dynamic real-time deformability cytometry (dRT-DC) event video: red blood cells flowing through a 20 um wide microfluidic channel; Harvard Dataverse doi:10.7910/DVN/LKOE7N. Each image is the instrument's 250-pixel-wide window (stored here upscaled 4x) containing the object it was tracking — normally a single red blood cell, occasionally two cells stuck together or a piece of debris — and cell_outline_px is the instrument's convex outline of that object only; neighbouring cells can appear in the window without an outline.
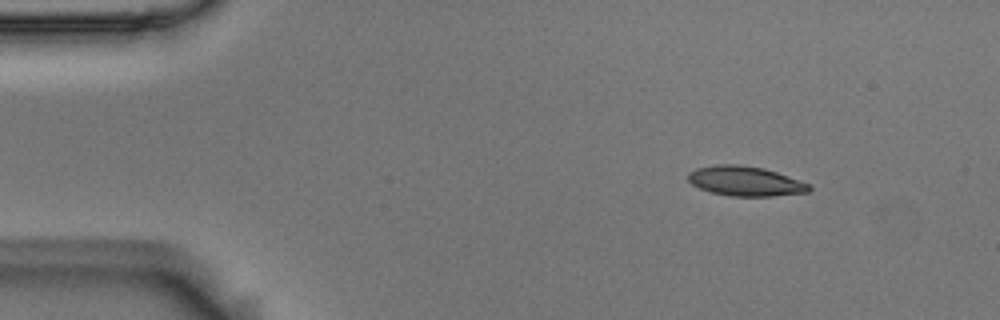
{"species": "Egyptian fruit bat (a non-hibernating species)", "species_latin": "Rousettus aegyptiacus", "temperature_condition": "room temperature", "stored_images_in_passage": 5, "camera_frame_rate_fps": 3000, "um_per_image_px": 0.085, "animal": {"sex": "male"}, "frame": {"image": 1, "passage_image": 1, "time_ms": 0.0, "image_size_px": [1000, 320], "cell_outline_px": [[812, 188], [808, 192], [772, 196], [728, 196], [712, 192], [700, 188], [692, 184], [688, 180], [688, 172], [696, 168], [716, 164], [736, 164], [764, 168], [812, 184]], "centroid_in_image_um": [63.36, 15.39], "position_along_channel_um": 21.6, "area_um2": 21.04}}
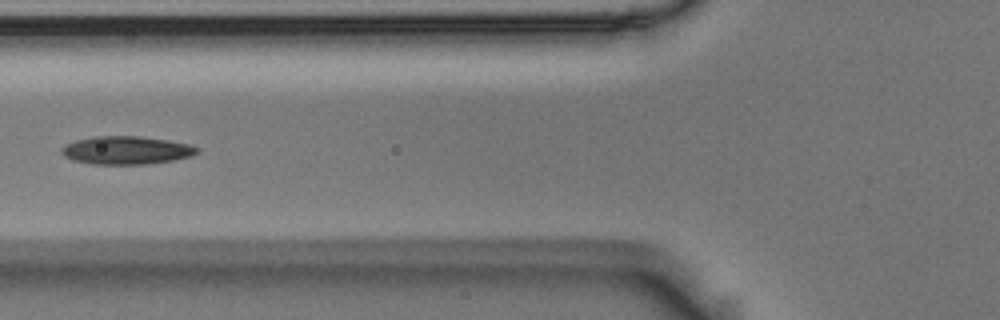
{"frame": {"image": 2, "passage_image": 5, "time_ms": 1.333, "image_size_px": [1000, 320], "cell_outline_px": [[200, 152], [192, 156], [172, 160], [148, 164], [92, 164], [72, 160], [64, 156], [60, 152], [60, 148], [76, 140], [92, 136], [140, 136], [168, 140], [188, 144], [200, 148]], "centroid_in_image_um": [10.74, 12.77], "position_along_channel_um": 115.1, "area_um2": 22.31}}